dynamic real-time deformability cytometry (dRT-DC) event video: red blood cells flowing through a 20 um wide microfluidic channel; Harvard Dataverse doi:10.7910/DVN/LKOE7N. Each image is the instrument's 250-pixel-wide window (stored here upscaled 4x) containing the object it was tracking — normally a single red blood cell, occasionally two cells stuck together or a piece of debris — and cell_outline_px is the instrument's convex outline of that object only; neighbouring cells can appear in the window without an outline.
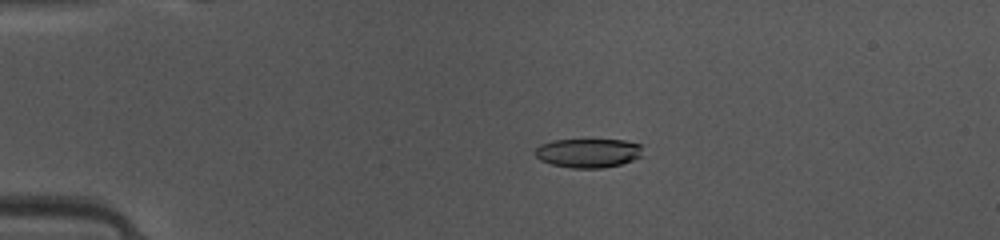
{"species": "common noctule bat (a hibernating species)", "species_latin": "Nyctalus noctula", "temperature_condition": "warm", "stored_images_in_passage": 48, "camera_frame_rate_fps": 3000, "um_per_image_px": 0.085, "animal": {"sex": "female", "body_mass_g": 10.0, "forearm_length_mm": 53.1}, "frame": {"image": 1, "passage_image": 10, "time_ms": 3.0, "image_size_px": [1000, 240], "cell_outline_px": [[644, 156], [620, 164], [600, 168], [572, 168], [552, 164], [540, 160], [532, 152], [540, 144], [552, 140], [624, 140], [640, 144]], "centroid_in_image_um": [49.99, 13.0], "position_along_channel_um": 35.0, "area_um2": 18.32}}
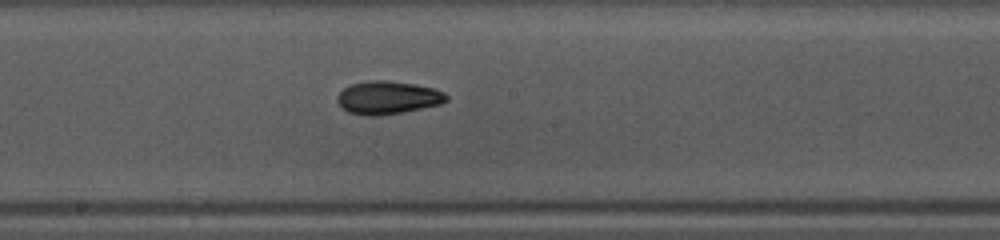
{"frame": {"image": 2, "passage_image": 26, "time_ms": 8.333, "image_size_px": [1000, 240], "cell_outline_px": [[448, 100], [440, 104], [404, 112], [380, 116], [364, 116], [348, 112], [340, 108], [336, 100], [336, 96], [348, 84], [368, 80], [388, 80], [412, 84], [432, 88], [444, 92], [448, 96]], "centroid_in_image_um": [32.9, 8.3], "position_along_channel_um": 215.3, "area_um2": 21.33}}
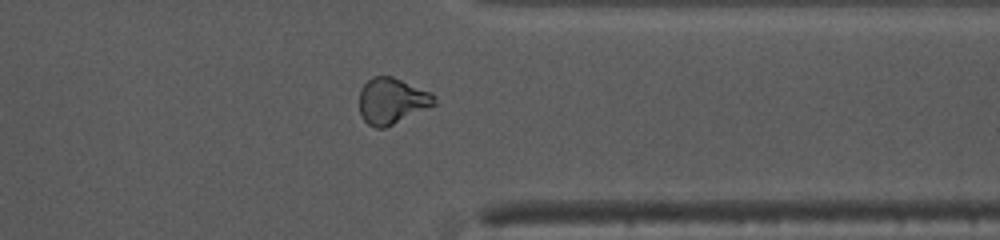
{"frame": {"image": 3, "passage_image": 38, "time_ms": 12.333, "image_size_px": [1000, 240], "cell_outline_px": [[436, 104], [428, 108], [384, 128], [376, 128], [368, 124], [364, 120], [360, 112], [360, 88], [372, 76], [392, 76], [432, 92], [436, 96]], "centroid_in_image_um": [33.32, 8.56], "position_along_channel_um": 378.1, "area_um2": 20.11}, "authors_computed_cell_mechanics": {"area_um2": 20.0566, "velocity_mm_per_s": 4.1326, "shape_relaxation_time_tau1_ms": 3.8811, "shape_relaxation_time_tau2_ms": 3.7727, "deformation_change_tau1": 0.1734, "deformation_change_tau2": 0.0813}}